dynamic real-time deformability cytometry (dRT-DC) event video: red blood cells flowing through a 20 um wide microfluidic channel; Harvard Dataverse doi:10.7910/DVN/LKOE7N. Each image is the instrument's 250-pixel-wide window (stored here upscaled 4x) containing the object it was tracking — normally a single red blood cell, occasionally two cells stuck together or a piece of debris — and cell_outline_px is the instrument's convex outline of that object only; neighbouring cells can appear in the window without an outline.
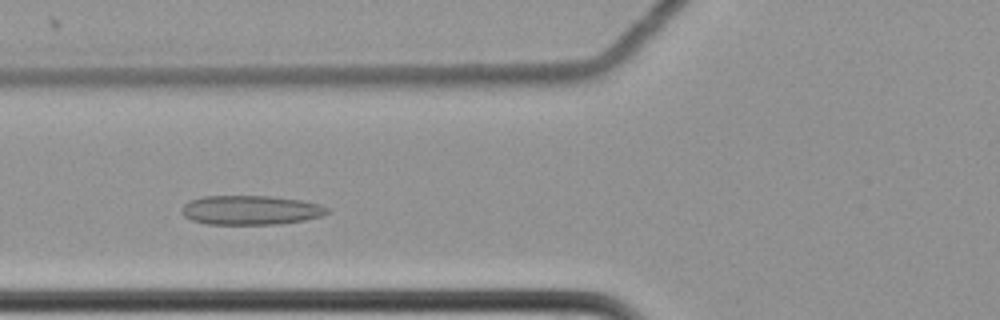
{"species": "common noctule bat (a hibernating species)", "species_latin": "Nyctalus noctula", "temperature_condition": "cold", "stored_images_in_passage": 48, "camera_frame_rate_fps": 3000, "um_per_image_px": 0.085, "animal": {"sex": "female", "body_mass_g": 22.7, "forearm_length_mm": 54.2}, "frame": {"image": 1, "passage_image": 16, "time_ms": 5.0, "image_size_px": [1000, 320], "cell_outline_px": [[332, 212], [324, 216], [304, 220], [280, 224], [208, 224], [192, 220], [184, 216], [180, 212], [180, 208], [184, 204], [192, 200], [204, 196], [272, 196], [304, 200], [320, 204], [332, 208]], "centroid_in_image_um": [21.39, 17.85], "position_along_channel_um": 104.4, "area_um2": 25.26}}
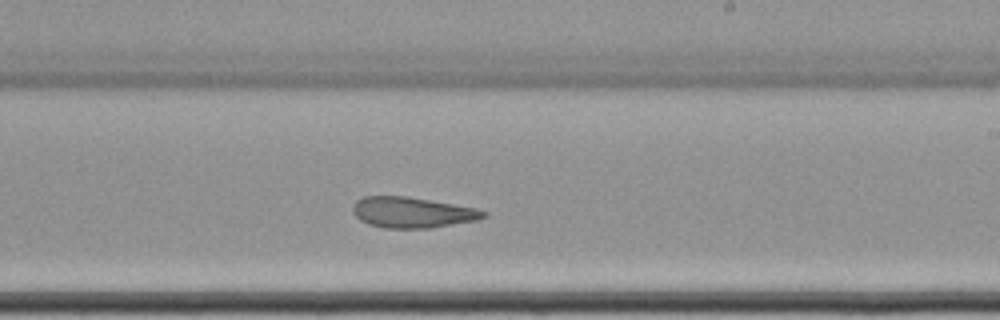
{"frame": {"image": 2, "passage_image": 29, "time_ms": 9.333, "image_size_px": [1000, 320], "cell_outline_px": [[488, 216], [476, 220], [428, 228], [384, 228], [368, 224], [360, 220], [352, 212], [352, 204], [356, 200], [364, 196], [404, 196], [476, 208], [488, 212]], "centroid_in_image_um": [35.0, 18.06], "position_along_channel_um": 254.0, "area_um2": 23.29}}
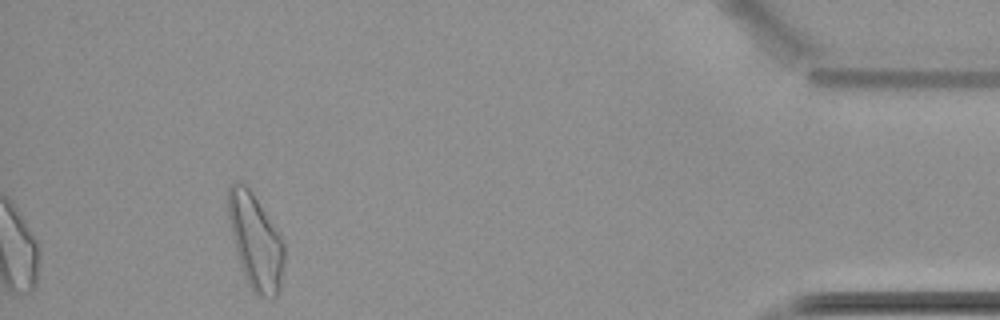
{"frame": {"image": 3, "passage_image": 48, "time_ms": 15.667, "image_size_px": [1000, 320], "cell_outline_px": [[284, 260], [280, 288], [276, 296], [272, 300], [268, 300], [256, 296], [252, 292], [244, 276], [240, 264], [228, 220], [228, 188], [236, 180], [244, 184], [252, 192], [284, 240]], "centroid_in_image_um": [21.73, 20.58], "position_along_channel_um": 413.5, "area_um2": 31.21}, "authors_computed_cell_mechanics": {"area_um2": 24.9118, "velocity_mm_per_s": 3.4528, "shape_relaxation_time_tau1_ms": null, "shape_relaxation_time_tau2_ms": 3.2233, "deformation_change_tau1": null, "deformation_change_tau2": 0.1081}}